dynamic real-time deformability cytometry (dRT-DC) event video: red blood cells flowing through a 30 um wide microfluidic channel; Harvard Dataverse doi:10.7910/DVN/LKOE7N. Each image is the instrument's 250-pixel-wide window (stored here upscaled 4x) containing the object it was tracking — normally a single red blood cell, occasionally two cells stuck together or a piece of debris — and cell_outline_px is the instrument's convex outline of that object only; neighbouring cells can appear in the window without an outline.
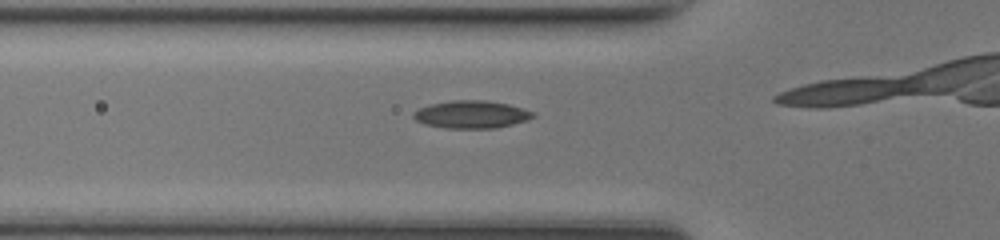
{"species": "common noctule bat (a hibernating species)", "species_latin": "Nyctalus noctula", "temperature_condition": "room temperature", "stored_images_in_passage": 25, "camera_frame_rate_fps": 3000, "um_per_image_px": 0.085, "animal": {"sex": "female", "body_mass_g": 17.0, "forearm_length_mm": 48.0}, "frame": {"image": 1, "passage_image": 5, "time_ms": 1.333, "image_size_px": [1000, 240], "cell_outline_px": [[536, 116], [528, 120], [496, 128], [444, 128], [424, 124], [416, 120], [412, 116], [412, 112], [420, 108], [432, 104], [452, 100], [484, 100], [508, 104], [536, 112]], "centroid_in_image_um": [40.09, 9.73], "position_along_channel_um": 85.7, "area_um2": 19.31}}
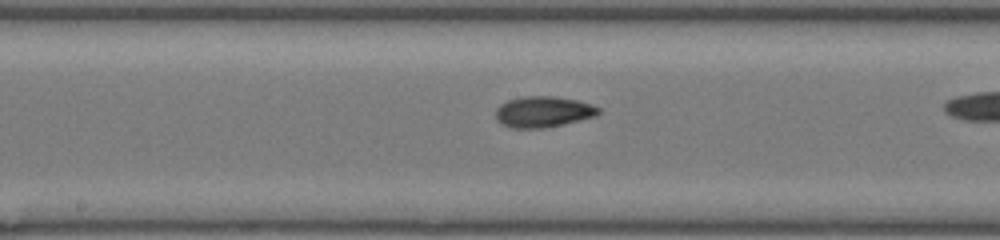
{"frame": {"image": 2, "passage_image": 13, "time_ms": 4.0, "image_size_px": [1000, 240], "cell_outline_px": [[600, 112], [596, 116], [548, 128], [512, 128], [500, 124], [496, 120], [496, 108], [500, 104], [508, 100], [524, 96], [556, 96], [576, 100], [592, 104], [600, 108]], "centroid_in_image_um": [46.16, 9.51], "position_along_channel_um": 202.0, "area_um2": 18.79}}
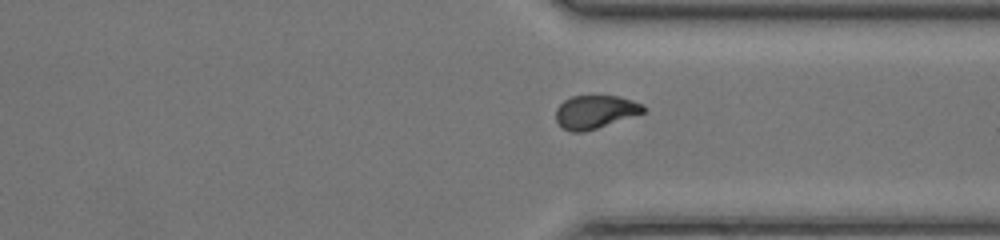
{"frame": {"image": 3, "passage_image": 24, "time_ms": 7.667, "image_size_px": [1000, 240], "cell_outline_px": [[648, 108], [644, 112], [584, 132], [572, 132], [564, 128], [556, 120], [556, 108], [564, 100], [572, 96], [620, 96], [644, 104]], "centroid_in_image_um": [50.6, 9.49], "position_along_channel_um": 360.8, "area_um2": 16.82}}